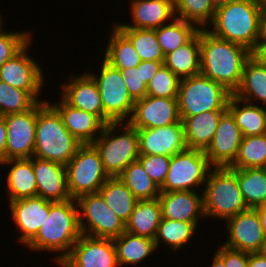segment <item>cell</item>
Masks as SVG:
<instances>
[{"label":"cell","mask_w":266,"mask_h":267,"mask_svg":"<svg viewBox=\"0 0 266 267\" xmlns=\"http://www.w3.org/2000/svg\"><path fill=\"white\" fill-rule=\"evenodd\" d=\"M262 10H266V0H261Z\"/></svg>","instance_id":"9f6ffc18"},{"label":"cell","mask_w":266,"mask_h":267,"mask_svg":"<svg viewBox=\"0 0 266 267\" xmlns=\"http://www.w3.org/2000/svg\"><path fill=\"white\" fill-rule=\"evenodd\" d=\"M11 217L20 231L17 240L24 246L37 234L48 217L49 201L40 196L10 201Z\"/></svg>","instance_id":"d6986e66"},{"label":"cell","mask_w":266,"mask_h":267,"mask_svg":"<svg viewBox=\"0 0 266 267\" xmlns=\"http://www.w3.org/2000/svg\"><path fill=\"white\" fill-rule=\"evenodd\" d=\"M200 41L201 29L184 46L166 54L163 64L180 79L200 74Z\"/></svg>","instance_id":"4316f807"},{"label":"cell","mask_w":266,"mask_h":267,"mask_svg":"<svg viewBox=\"0 0 266 267\" xmlns=\"http://www.w3.org/2000/svg\"><path fill=\"white\" fill-rule=\"evenodd\" d=\"M203 187V211L207 218L226 221L249 209L240 191L237 169L212 167Z\"/></svg>","instance_id":"5b68a950"},{"label":"cell","mask_w":266,"mask_h":267,"mask_svg":"<svg viewBox=\"0 0 266 267\" xmlns=\"http://www.w3.org/2000/svg\"><path fill=\"white\" fill-rule=\"evenodd\" d=\"M4 21H0V67L19 53L32 39V31H4Z\"/></svg>","instance_id":"7bdbcfd3"},{"label":"cell","mask_w":266,"mask_h":267,"mask_svg":"<svg viewBox=\"0 0 266 267\" xmlns=\"http://www.w3.org/2000/svg\"><path fill=\"white\" fill-rule=\"evenodd\" d=\"M32 164L37 183V196L51 202L72 199L68 190L65 165L34 156Z\"/></svg>","instance_id":"ffe728a7"},{"label":"cell","mask_w":266,"mask_h":267,"mask_svg":"<svg viewBox=\"0 0 266 267\" xmlns=\"http://www.w3.org/2000/svg\"><path fill=\"white\" fill-rule=\"evenodd\" d=\"M76 201L83 235L114 239L125 231V223L105 203L99 192L80 196Z\"/></svg>","instance_id":"8fae6325"},{"label":"cell","mask_w":266,"mask_h":267,"mask_svg":"<svg viewBox=\"0 0 266 267\" xmlns=\"http://www.w3.org/2000/svg\"><path fill=\"white\" fill-rule=\"evenodd\" d=\"M132 43L141 61H164L155 29L118 28Z\"/></svg>","instance_id":"ab89813d"},{"label":"cell","mask_w":266,"mask_h":267,"mask_svg":"<svg viewBox=\"0 0 266 267\" xmlns=\"http://www.w3.org/2000/svg\"><path fill=\"white\" fill-rule=\"evenodd\" d=\"M32 40L13 58L7 60L0 67V81L14 88L29 92L38 102L46 101L41 98L45 76L43 67L33 59L29 52Z\"/></svg>","instance_id":"7c38bea8"},{"label":"cell","mask_w":266,"mask_h":267,"mask_svg":"<svg viewBox=\"0 0 266 267\" xmlns=\"http://www.w3.org/2000/svg\"><path fill=\"white\" fill-rule=\"evenodd\" d=\"M164 56L188 43L199 31L192 23L174 18L168 24L155 29Z\"/></svg>","instance_id":"8d00e7d4"},{"label":"cell","mask_w":266,"mask_h":267,"mask_svg":"<svg viewBox=\"0 0 266 267\" xmlns=\"http://www.w3.org/2000/svg\"><path fill=\"white\" fill-rule=\"evenodd\" d=\"M266 161V133L242 138L238 154L230 169L262 168Z\"/></svg>","instance_id":"74e56055"},{"label":"cell","mask_w":266,"mask_h":267,"mask_svg":"<svg viewBox=\"0 0 266 267\" xmlns=\"http://www.w3.org/2000/svg\"><path fill=\"white\" fill-rule=\"evenodd\" d=\"M3 19L2 14L0 13V21Z\"/></svg>","instance_id":"680465c9"},{"label":"cell","mask_w":266,"mask_h":267,"mask_svg":"<svg viewBox=\"0 0 266 267\" xmlns=\"http://www.w3.org/2000/svg\"><path fill=\"white\" fill-rule=\"evenodd\" d=\"M7 125L3 116H0V165L6 161Z\"/></svg>","instance_id":"c3c4849f"},{"label":"cell","mask_w":266,"mask_h":267,"mask_svg":"<svg viewBox=\"0 0 266 267\" xmlns=\"http://www.w3.org/2000/svg\"><path fill=\"white\" fill-rule=\"evenodd\" d=\"M98 75L87 73L98 87L104 111V124L128 122L132 116L135 101L127 91L120 69L104 59Z\"/></svg>","instance_id":"ba28073f"},{"label":"cell","mask_w":266,"mask_h":267,"mask_svg":"<svg viewBox=\"0 0 266 267\" xmlns=\"http://www.w3.org/2000/svg\"><path fill=\"white\" fill-rule=\"evenodd\" d=\"M47 101L58 111L68 132L81 144H92L101 134L105 124L96 115L69 105L62 97L59 104Z\"/></svg>","instance_id":"603a6c76"},{"label":"cell","mask_w":266,"mask_h":267,"mask_svg":"<svg viewBox=\"0 0 266 267\" xmlns=\"http://www.w3.org/2000/svg\"><path fill=\"white\" fill-rule=\"evenodd\" d=\"M248 267H266V253L264 251L249 253Z\"/></svg>","instance_id":"f907efd6"},{"label":"cell","mask_w":266,"mask_h":267,"mask_svg":"<svg viewBox=\"0 0 266 267\" xmlns=\"http://www.w3.org/2000/svg\"><path fill=\"white\" fill-rule=\"evenodd\" d=\"M92 145L99 152L109 177H117L139 157L138 131L128 122L105 124Z\"/></svg>","instance_id":"8992f818"},{"label":"cell","mask_w":266,"mask_h":267,"mask_svg":"<svg viewBox=\"0 0 266 267\" xmlns=\"http://www.w3.org/2000/svg\"><path fill=\"white\" fill-rule=\"evenodd\" d=\"M77 201H49V214L37 234L25 245L35 251L57 252L53 261L59 264L81 235Z\"/></svg>","instance_id":"7a4b0ae2"},{"label":"cell","mask_w":266,"mask_h":267,"mask_svg":"<svg viewBox=\"0 0 266 267\" xmlns=\"http://www.w3.org/2000/svg\"><path fill=\"white\" fill-rule=\"evenodd\" d=\"M132 25L114 23L117 28L156 29L175 18L174 0H130Z\"/></svg>","instance_id":"7402d4cb"},{"label":"cell","mask_w":266,"mask_h":267,"mask_svg":"<svg viewBox=\"0 0 266 267\" xmlns=\"http://www.w3.org/2000/svg\"><path fill=\"white\" fill-rule=\"evenodd\" d=\"M233 95L251 104L257 101L255 105L262 102L266 107V67L250 57L244 65L240 87Z\"/></svg>","instance_id":"4dcf8cb0"},{"label":"cell","mask_w":266,"mask_h":267,"mask_svg":"<svg viewBox=\"0 0 266 267\" xmlns=\"http://www.w3.org/2000/svg\"><path fill=\"white\" fill-rule=\"evenodd\" d=\"M61 267H119L113 239L81 234Z\"/></svg>","instance_id":"5bb4252c"},{"label":"cell","mask_w":266,"mask_h":267,"mask_svg":"<svg viewBox=\"0 0 266 267\" xmlns=\"http://www.w3.org/2000/svg\"><path fill=\"white\" fill-rule=\"evenodd\" d=\"M227 109L235 118L243 137L258 136L266 133L264 105L245 102L232 94L229 98Z\"/></svg>","instance_id":"83f0119b"},{"label":"cell","mask_w":266,"mask_h":267,"mask_svg":"<svg viewBox=\"0 0 266 267\" xmlns=\"http://www.w3.org/2000/svg\"><path fill=\"white\" fill-rule=\"evenodd\" d=\"M198 225L199 223L161 218L154 239L156 248L160 247L163 242L167 246L166 248L169 247L172 251H178L188 242L190 243L191 238L194 237L199 228Z\"/></svg>","instance_id":"836d02e7"},{"label":"cell","mask_w":266,"mask_h":267,"mask_svg":"<svg viewBox=\"0 0 266 267\" xmlns=\"http://www.w3.org/2000/svg\"><path fill=\"white\" fill-rule=\"evenodd\" d=\"M232 95L222 84L201 74L182 78L178 91L180 120L209 111H226Z\"/></svg>","instance_id":"52a82bcc"},{"label":"cell","mask_w":266,"mask_h":267,"mask_svg":"<svg viewBox=\"0 0 266 267\" xmlns=\"http://www.w3.org/2000/svg\"><path fill=\"white\" fill-rule=\"evenodd\" d=\"M162 218L199 223L205 219L203 199L197 191H172L159 194Z\"/></svg>","instance_id":"cb8c5ba5"},{"label":"cell","mask_w":266,"mask_h":267,"mask_svg":"<svg viewBox=\"0 0 266 267\" xmlns=\"http://www.w3.org/2000/svg\"><path fill=\"white\" fill-rule=\"evenodd\" d=\"M180 78L164 64L147 85V95L159 98L177 99Z\"/></svg>","instance_id":"b9f144b4"},{"label":"cell","mask_w":266,"mask_h":267,"mask_svg":"<svg viewBox=\"0 0 266 267\" xmlns=\"http://www.w3.org/2000/svg\"><path fill=\"white\" fill-rule=\"evenodd\" d=\"M261 12V0H230L215 9L212 29L207 31L252 51L259 38Z\"/></svg>","instance_id":"3957f363"},{"label":"cell","mask_w":266,"mask_h":267,"mask_svg":"<svg viewBox=\"0 0 266 267\" xmlns=\"http://www.w3.org/2000/svg\"><path fill=\"white\" fill-rule=\"evenodd\" d=\"M211 168L204 150L186 149L177 153L171 156L169 171L160 191H198L205 184Z\"/></svg>","instance_id":"30bf717a"},{"label":"cell","mask_w":266,"mask_h":267,"mask_svg":"<svg viewBox=\"0 0 266 267\" xmlns=\"http://www.w3.org/2000/svg\"><path fill=\"white\" fill-rule=\"evenodd\" d=\"M250 57L247 48L201 29L200 74L222 84L232 94L240 87L244 65Z\"/></svg>","instance_id":"6da1fadb"},{"label":"cell","mask_w":266,"mask_h":267,"mask_svg":"<svg viewBox=\"0 0 266 267\" xmlns=\"http://www.w3.org/2000/svg\"><path fill=\"white\" fill-rule=\"evenodd\" d=\"M60 95L69 105L96 115L104 123L101 96L93 78L86 72L70 78L61 86Z\"/></svg>","instance_id":"44dd1931"},{"label":"cell","mask_w":266,"mask_h":267,"mask_svg":"<svg viewBox=\"0 0 266 267\" xmlns=\"http://www.w3.org/2000/svg\"><path fill=\"white\" fill-rule=\"evenodd\" d=\"M104 60L117 69H131L141 63L140 56L131 41L113 24Z\"/></svg>","instance_id":"1f68e13d"},{"label":"cell","mask_w":266,"mask_h":267,"mask_svg":"<svg viewBox=\"0 0 266 267\" xmlns=\"http://www.w3.org/2000/svg\"><path fill=\"white\" fill-rule=\"evenodd\" d=\"M211 267H226L224 260L215 252L213 257Z\"/></svg>","instance_id":"db71d44e"},{"label":"cell","mask_w":266,"mask_h":267,"mask_svg":"<svg viewBox=\"0 0 266 267\" xmlns=\"http://www.w3.org/2000/svg\"><path fill=\"white\" fill-rule=\"evenodd\" d=\"M37 103L29 92L0 81V116L25 112Z\"/></svg>","instance_id":"60d3db41"},{"label":"cell","mask_w":266,"mask_h":267,"mask_svg":"<svg viewBox=\"0 0 266 267\" xmlns=\"http://www.w3.org/2000/svg\"><path fill=\"white\" fill-rule=\"evenodd\" d=\"M262 168L265 170V172H266V161H265V163H264V165L262 166Z\"/></svg>","instance_id":"6f0895ef"},{"label":"cell","mask_w":266,"mask_h":267,"mask_svg":"<svg viewBox=\"0 0 266 267\" xmlns=\"http://www.w3.org/2000/svg\"><path fill=\"white\" fill-rule=\"evenodd\" d=\"M242 133L227 109L220 117L215 134L204 153L212 167H229L238 154Z\"/></svg>","instance_id":"2e32d148"},{"label":"cell","mask_w":266,"mask_h":267,"mask_svg":"<svg viewBox=\"0 0 266 267\" xmlns=\"http://www.w3.org/2000/svg\"><path fill=\"white\" fill-rule=\"evenodd\" d=\"M145 169L146 173L160 187L169 171L170 156L139 154L137 159Z\"/></svg>","instance_id":"ee69618b"},{"label":"cell","mask_w":266,"mask_h":267,"mask_svg":"<svg viewBox=\"0 0 266 267\" xmlns=\"http://www.w3.org/2000/svg\"><path fill=\"white\" fill-rule=\"evenodd\" d=\"M255 209L258 211L262 230L264 231V233L266 235V205L259 206Z\"/></svg>","instance_id":"f5cc1de1"},{"label":"cell","mask_w":266,"mask_h":267,"mask_svg":"<svg viewBox=\"0 0 266 267\" xmlns=\"http://www.w3.org/2000/svg\"><path fill=\"white\" fill-rule=\"evenodd\" d=\"M258 42H266V10L261 12Z\"/></svg>","instance_id":"816d5d0a"},{"label":"cell","mask_w":266,"mask_h":267,"mask_svg":"<svg viewBox=\"0 0 266 267\" xmlns=\"http://www.w3.org/2000/svg\"><path fill=\"white\" fill-rule=\"evenodd\" d=\"M3 117L7 125L6 160L33 157L37 104L25 112Z\"/></svg>","instance_id":"9a60e30c"},{"label":"cell","mask_w":266,"mask_h":267,"mask_svg":"<svg viewBox=\"0 0 266 267\" xmlns=\"http://www.w3.org/2000/svg\"><path fill=\"white\" fill-rule=\"evenodd\" d=\"M223 260L226 267H248L249 253L220 246L215 251Z\"/></svg>","instance_id":"bcb514c9"},{"label":"cell","mask_w":266,"mask_h":267,"mask_svg":"<svg viewBox=\"0 0 266 267\" xmlns=\"http://www.w3.org/2000/svg\"><path fill=\"white\" fill-rule=\"evenodd\" d=\"M225 111L203 112L182 120L187 149L205 150L212 141L219 119Z\"/></svg>","instance_id":"484cf974"},{"label":"cell","mask_w":266,"mask_h":267,"mask_svg":"<svg viewBox=\"0 0 266 267\" xmlns=\"http://www.w3.org/2000/svg\"><path fill=\"white\" fill-rule=\"evenodd\" d=\"M224 223H226L228 239L221 245L246 253L264 251L266 235L262 230L256 209L249 208L227 219Z\"/></svg>","instance_id":"4fadbf2b"},{"label":"cell","mask_w":266,"mask_h":267,"mask_svg":"<svg viewBox=\"0 0 266 267\" xmlns=\"http://www.w3.org/2000/svg\"><path fill=\"white\" fill-rule=\"evenodd\" d=\"M98 192L114 213L126 223L138 202L131 190L118 177H109Z\"/></svg>","instance_id":"d6a6232c"},{"label":"cell","mask_w":266,"mask_h":267,"mask_svg":"<svg viewBox=\"0 0 266 267\" xmlns=\"http://www.w3.org/2000/svg\"><path fill=\"white\" fill-rule=\"evenodd\" d=\"M82 144L68 132L58 111L47 101L37 103L34 157L67 165Z\"/></svg>","instance_id":"277c9868"},{"label":"cell","mask_w":266,"mask_h":267,"mask_svg":"<svg viewBox=\"0 0 266 267\" xmlns=\"http://www.w3.org/2000/svg\"><path fill=\"white\" fill-rule=\"evenodd\" d=\"M162 65L163 61H141L138 67H142L143 83L148 85Z\"/></svg>","instance_id":"7dc6e473"},{"label":"cell","mask_w":266,"mask_h":267,"mask_svg":"<svg viewBox=\"0 0 266 267\" xmlns=\"http://www.w3.org/2000/svg\"><path fill=\"white\" fill-rule=\"evenodd\" d=\"M9 165V166H8ZM10 169L6 174L8 201L37 196V183L33 170L32 157L9 159L3 163Z\"/></svg>","instance_id":"d4e9b609"},{"label":"cell","mask_w":266,"mask_h":267,"mask_svg":"<svg viewBox=\"0 0 266 267\" xmlns=\"http://www.w3.org/2000/svg\"><path fill=\"white\" fill-rule=\"evenodd\" d=\"M117 177L131 190L137 200L155 199L161 193L160 187L138 160L131 162Z\"/></svg>","instance_id":"d590c367"},{"label":"cell","mask_w":266,"mask_h":267,"mask_svg":"<svg viewBox=\"0 0 266 267\" xmlns=\"http://www.w3.org/2000/svg\"><path fill=\"white\" fill-rule=\"evenodd\" d=\"M127 91L131 98L136 101L147 95V85L143 83L142 67L120 69Z\"/></svg>","instance_id":"f6af8a7d"},{"label":"cell","mask_w":266,"mask_h":267,"mask_svg":"<svg viewBox=\"0 0 266 267\" xmlns=\"http://www.w3.org/2000/svg\"><path fill=\"white\" fill-rule=\"evenodd\" d=\"M161 218V205L158 198L138 200L125 223V231L155 239Z\"/></svg>","instance_id":"f1b7e54d"},{"label":"cell","mask_w":266,"mask_h":267,"mask_svg":"<svg viewBox=\"0 0 266 267\" xmlns=\"http://www.w3.org/2000/svg\"><path fill=\"white\" fill-rule=\"evenodd\" d=\"M251 57L266 67V42H257L251 51Z\"/></svg>","instance_id":"681fc988"},{"label":"cell","mask_w":266,"mask_h":267,"mask_svg":"<svg viewBox=\"0 0 266 267\" xmlns=\"http://www.w3.org/2000/svg\"><path fill=\"white\" fill-rule=\"evenodd\" d=\"M67 185L70 196L96 193L109 178L105 172L99 152L92 144H82L66 165Z\"/></svg>","instance_id":"9c48e42d"},{"label":"cell","mask_w":266,"mask_h":267,"mask_svg":"<svg viewBox=\"0 0 266 267\" xmlns=\"http://www.w3.org/2000/svg\"><path fill=\"white\" fill-rule=\"evenodd\" d=\"M137 131L139 154L171 157L187 149L181 120L168 126Z\"/></svg>","instance_id":"ac0fdd59"},{"label":"cell","mask_w":266,"mask_h":267,"mask_svg":"<svg viewBox=\"0 0 266 267\" xmlns=\"http://www.w3.org/2000/svg\"><path fill=\"white\" fill-rule=\"evenodd\" d=\"M178 100L146 95L136 100L128 123L136 129L159 128L178 123Z\"/></svg>","instance_id":"e0dca14e"},{"label":"cell","mask_w":266,"mask_h":267,"mask_svg":"<svg viewBox=\"0 0 266 267\" xmlns=\"http://www.w3.org/2000/svg\"><path fill=\"white\" fill-rule=\"evenodd\" d=\"M113 242L119 267H123V265H135L136 267L147 257H151L157 249L154 239L135 235L127 231L114 238Z\"/></svg>","instance_id":"f546056e"},{"label":"cell","mask_w":266,"mask_h":267,"mask_svg":"<svg viewBox=\"0 0 266 267\" xmlns=\"http://www.w3.org/2000/svg\"><path fill=\"white\" fill-rule=\"evenodd\" d=\"M230 0H210L212 6L217 9L221 6H224Z\"/></svg>","instance_id":"11a10c76"},{"label":"cell","mask_w":266,"mask_h":267,"mask_svg":"<svg viewBox=\"0 0 266 267\" xmlns=\"http://www.w3.org/2000/svg\"><path fill=\"white\" fill-rule=\"evenodd\" d=\"M237 181L248 208L266 205V172L263 168L237 169Z\"/></svg>","instance_id":"e575fe53"},{"label":"cell","mask_w":266,"mask_h":267,"mask_svg":"<svg viewBox=\"0 0 266 267\" xmlns=\"http://www.w3.org/2000/svg\"><path fill=\"white\" fill-rule=\"evenodd\" d=\"M175 18L194 24L198 29H207L215 8L210 0H174Z\"/></svg>","instance_id":"f35d334b"}]
</instances>
